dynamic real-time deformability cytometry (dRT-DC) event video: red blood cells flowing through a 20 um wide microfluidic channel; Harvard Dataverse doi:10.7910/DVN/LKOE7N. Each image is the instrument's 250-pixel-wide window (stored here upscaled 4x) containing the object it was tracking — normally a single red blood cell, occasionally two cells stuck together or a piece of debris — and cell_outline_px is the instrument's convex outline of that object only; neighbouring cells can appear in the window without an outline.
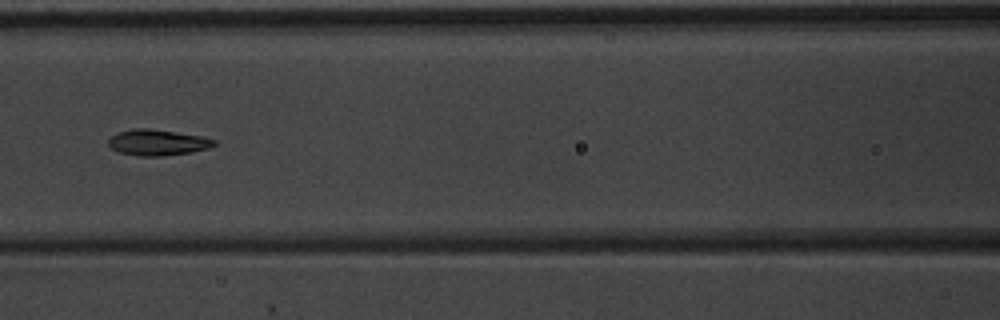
{"species": "common noctule bat (a hibernating species)", "species_latin": "Nyctalus noctula", "temperature_condition": "warm", "stored_images_in_passage": 6, "camera_frame_rate_fps": 3000, "um_per_image_px": 0.085, "animal": {"sex": "male", "body_mass_g": 20.1, "forearm_length_mm": 53.5}, "frame": {"image": 1, "passage_image": 6, "time_ms": 1.667, "image_size_px": [1000, 320], "cell_outline_px": [[216, 144], [208, 148], [192, 152], [160, 156], [136, 156], [120, 152], [112, 148], [108, 144], [108, 140], [116, 132], [132, 128], [148, 128], [204, 136], [216, 140]], "centroid_in_image_um": [13.39, 12.1], "position_along_channel_um": 153.2, "area_um2": 16.07}}